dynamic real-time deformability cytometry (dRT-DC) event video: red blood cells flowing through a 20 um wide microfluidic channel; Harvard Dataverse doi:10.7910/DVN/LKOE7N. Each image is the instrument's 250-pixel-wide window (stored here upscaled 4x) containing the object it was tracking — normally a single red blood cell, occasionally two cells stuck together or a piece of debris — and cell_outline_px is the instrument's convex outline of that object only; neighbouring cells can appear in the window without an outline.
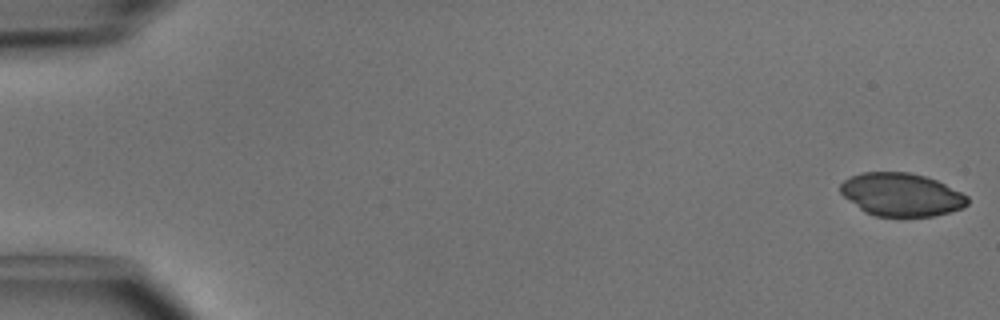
{"species": "common noctule bat (a hibernating species)", "species_latin": "Nyctalus noctula", "temperature_condition": "cold", "stored_images_in_passage": 49, "camera_frame_rate_fps": 3000, "um_per_image_px": 0.085, "animal": {"sex": "male", "body_mass_g": 15.6}, "frame": {"image": 1, "passage_image": 1, "time_ms": 0.0, "image_size_px": [1000, 320], "cell_outline_px": [[968, 204], [960, 208], [948, 212], [932, 216], [876, 216], [864, 212], [844, 196], [840, 192], [840, 184], [844, 180], [860, 172], [908, 172], [924, 176], [936, 180], [968, 196]], "centroid_in_image_um": [76.58, 16.53], "position_along_channel_um": 8.4, "area_um2": 31.62}}